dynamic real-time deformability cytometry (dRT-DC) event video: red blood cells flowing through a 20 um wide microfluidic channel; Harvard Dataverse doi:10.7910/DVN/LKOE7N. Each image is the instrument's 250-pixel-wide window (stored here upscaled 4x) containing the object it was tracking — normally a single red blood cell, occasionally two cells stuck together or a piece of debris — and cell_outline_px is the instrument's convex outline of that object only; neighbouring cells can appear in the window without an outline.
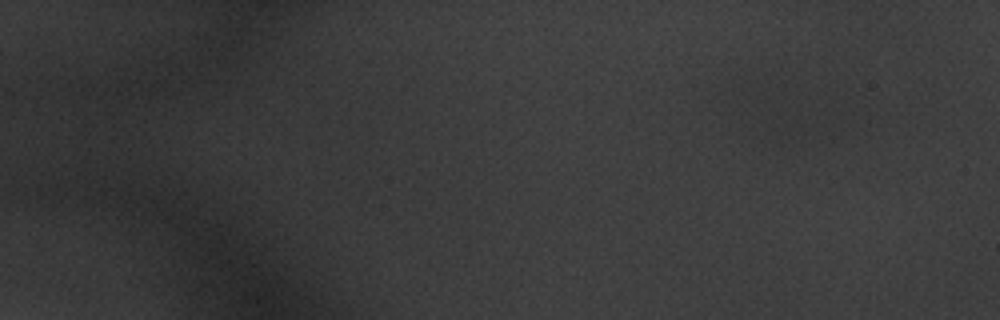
{"species": "common noctule bat (a hibernating species)", "species_latin": "Nyctalus noctula", "temperature_condition": "warm", "stored_images_in_passage": 6, "camera_frame_rate_fps": 3000, "um_per_image_px": 0.085, "animal": {"sex": "male", "body_mass_g": 20.1, "forearm_length_mm": 53.5}, "frame": {"image": 1, "passage_image": 1, "time_ms": 0.0, "image_size_px": [1000, 320], "cell_outline_px": [[860, 116], [852, 120], [784, 144], [764, 140], [764, 132], [792, 108], [828, 104], [832, 104], [844, 108]], "centroid_in_image_um": [68.61, 10.4], "position_along_channel_um": 16.4, "area_um2": 15.2}}